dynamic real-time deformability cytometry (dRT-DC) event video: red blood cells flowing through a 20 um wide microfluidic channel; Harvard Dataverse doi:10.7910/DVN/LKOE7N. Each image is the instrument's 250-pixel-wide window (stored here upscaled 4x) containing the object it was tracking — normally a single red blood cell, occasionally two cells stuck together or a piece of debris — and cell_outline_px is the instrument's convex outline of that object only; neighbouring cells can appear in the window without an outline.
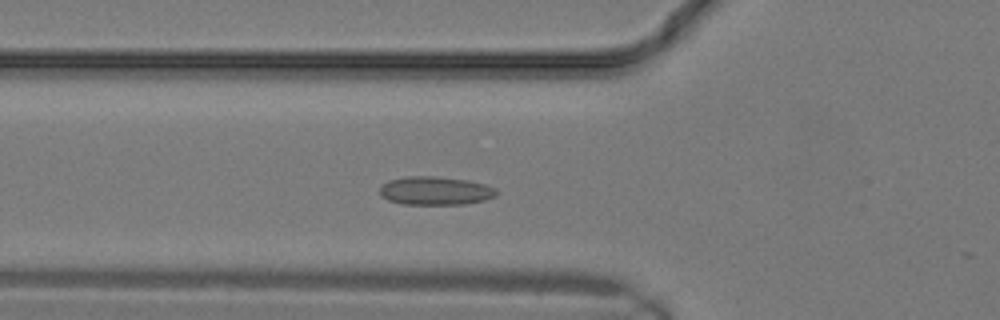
{"species": "common noctule bat (a hibernating species)", "species_latin": "Nyctalus noctula", "temperature_condition": "warm", "stored_images_in_passage": 14, "camera_frame_rate_fps": 3000, "um_per_image_px": 0.085, "animal": {"sex": "male", "body_mass_g": 19.2, "forearm_length_mm": 51.8}, "frame": {"image": 1, "passage_image": 8, "time_ms": 2.333, "image_size_px": [1000, 320], "cell_outline_px": [[496, 196], [484, 200], [464, 204], [404, 204], [388, 200], [380, 196], [380, 184], [388, 180], [408, 176], [436, 176], [468, 180], [484, 184], [496, 188]], "centroid_in_image_um": [36.97, 16.2], "position_along_channel_um": 88.8, "area_um2": 19.42}}
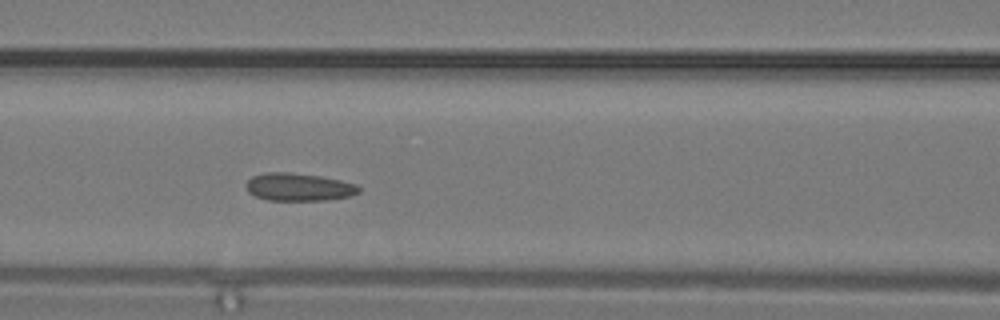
{"frame": {"image": 2, "passage_image": 10, "time_ms": 3.0, "image_size_px": [1000, 320], "cell_outline_px": [[360, 192], [352, 196], [324, 200], [268, 200], [256, 196], [248, 192], [244, 184], [252, 176], [268, 172], [288, 172], [320, 176], [340, 180], [356, 184], [360, 188]], "centroid_in_image_um": [25.39, 15.9], "position_along_channel_um": 141.2, "area_um2": 18.26}}
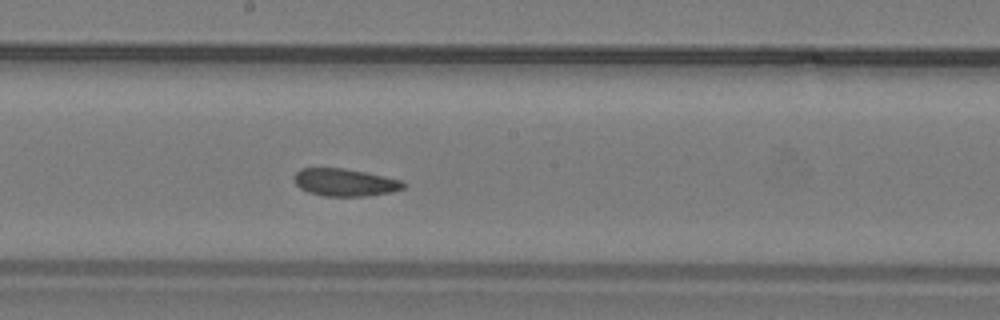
{"frame": {"image": 3, "passage_image": 13, "time_ms": 4.0, "image_size_px": [1000, 320], "cell_outline_px": [[404, 188], [392, 192], [364, 196], [324, 196], [308, 192], [300, 188], [296, 184], [292, 176], [300, 168], [340, 168], [364, 172], [404, 180]], "centroid_in_image_um": [29.29, 15.5], "position_along_channel_um": 218.9, "area_um2": 17.51}}